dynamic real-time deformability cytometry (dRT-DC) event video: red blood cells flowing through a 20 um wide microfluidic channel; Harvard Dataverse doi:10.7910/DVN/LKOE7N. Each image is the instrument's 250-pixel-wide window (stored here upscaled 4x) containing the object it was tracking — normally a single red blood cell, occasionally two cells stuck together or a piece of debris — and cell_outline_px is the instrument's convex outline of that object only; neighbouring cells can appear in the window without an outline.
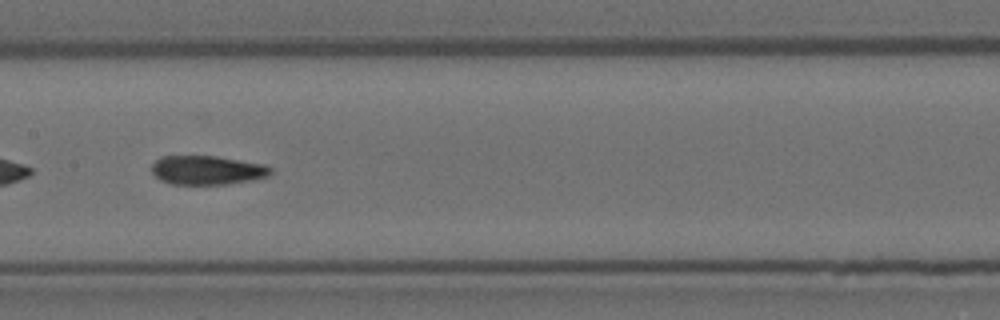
{"species": "Egyptian fruit bat (a non-hibernating species)", "species_latin": "Rousettus aegyptiacus", "temperature_condition": "room temperature", "stored_images_in_passage": 34, "camera_frame_rate_fps": 3000, "um_per_image_px": 0.085, "animal": {"sex": "female"}, "frame": {"image": 1, "passage_image": 15, "time_ms": 4.667, "image_size_px": [1000, 320], "cell_outline_px": [[272, 172], [268, 176], [252, 180], [228, 184], [168, 184], [160, 180], [152, 172], [152, 164], [156, 160], [164, 156], [216, 156], [264, 164], [272, 168]], "centroid_in_image_um": [17.61, 14.47], "position_along_channel_um": 189.8, "area_um2": 20.11}}
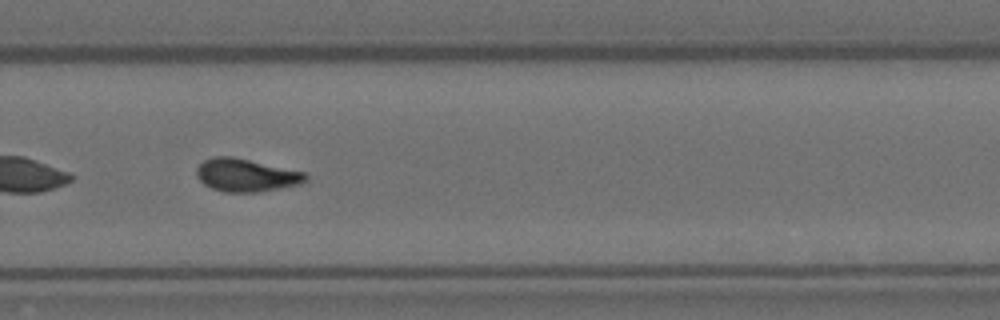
{"frame": {"image": 2, "passage_image": 25, "time_ms": 8.0, "image_size_px": [1000, 320], "cell_outline_px": [[308, 180], [300, 184], [280, 188], [256, 192], [224, 192], [212, 188], [204, 184], [196, 176], [196, 168], [204, 160], [216, 156], [232, 156], [304, 172], [308, 176]], "centroid_in_image_um": [20.91, 14.89], "position_along_channel_um": 308.9, "area_um2": 20.81}}
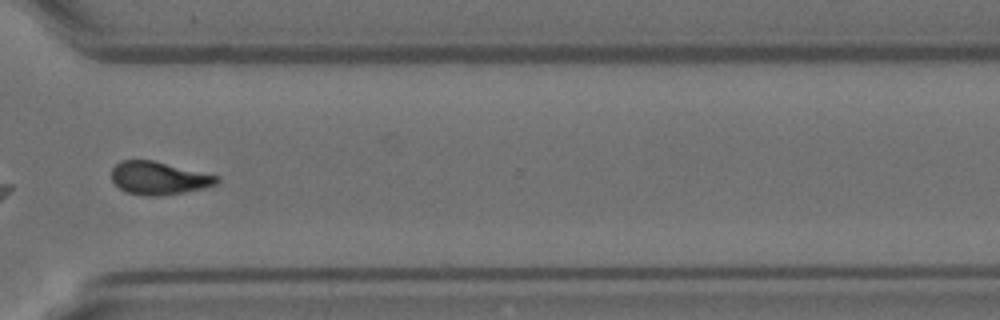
{"frame": {"image": 3, "passage_image": 29, "time_ms": 9.333, "image_size_px": [1000, 320], "cell_outline_px": [[220, 180], [216, 184], [204, 188], [184, 192], [160, 196], [148, 196], [124, 192], [112, 180], [112, 168], [120, 160], [152, 160], [220, 176]], "centroid_in_image_um": [13.5, 15.14], "position_along_channel_um": 357.1, "area_um2": 20.23}, "authors_computed_cell_mechanics": {"area_um2": 20.7791, "velocity_mm_per_s": 3.5918, "shape_relaxation_time_tau1_ms": 10.8673, "shape_relaxation_time_tau2_ms": 1.7732, "deformation_change_tau1": 0.2702, "deformation_change_tau2": 0.0779}}